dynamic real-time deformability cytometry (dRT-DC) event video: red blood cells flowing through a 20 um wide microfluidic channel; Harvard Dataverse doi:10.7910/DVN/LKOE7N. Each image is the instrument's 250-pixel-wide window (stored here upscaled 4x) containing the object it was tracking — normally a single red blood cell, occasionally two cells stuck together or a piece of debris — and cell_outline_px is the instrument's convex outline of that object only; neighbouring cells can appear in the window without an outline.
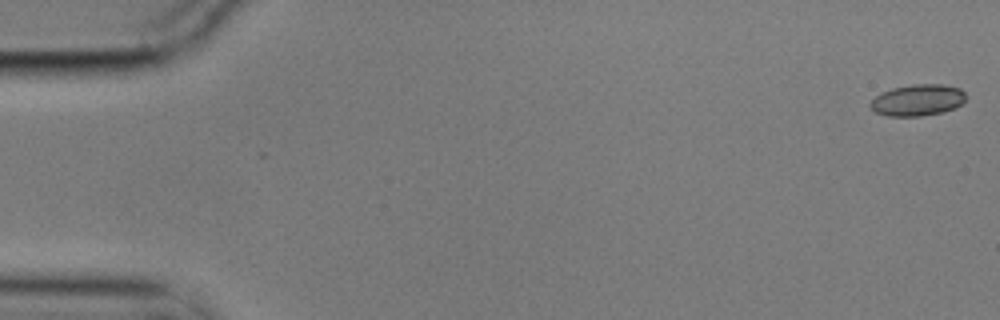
{"species": "common noctule bat (a hibernating species)", "species_latin": "Nyctalus noctula", "temperature_condition": "cold", "stored_images_in_passage": 10, "camera_frame_rate_fps": 3000, "um_per_image_px": 0.085, "animal": {"sex": "male", "body_mass_g": 17.9}, "frame": {"image": 1, "passage_image": 1, "time_ms": 0.0, "image_size_px": [1000, 320], "cell_outline_px": [[964, 100], [956, 108], [944, 112], [920, 116], [888, 116], [876, 112], [868, 104], [876, 96], [892, 88], [912, 84], [944, 84], [960, 88], [964, 92]], "centroid_in_image_um": [78.01, 8.51], "position_along_channel_um": 7.0, "area_um2": 17.46}}